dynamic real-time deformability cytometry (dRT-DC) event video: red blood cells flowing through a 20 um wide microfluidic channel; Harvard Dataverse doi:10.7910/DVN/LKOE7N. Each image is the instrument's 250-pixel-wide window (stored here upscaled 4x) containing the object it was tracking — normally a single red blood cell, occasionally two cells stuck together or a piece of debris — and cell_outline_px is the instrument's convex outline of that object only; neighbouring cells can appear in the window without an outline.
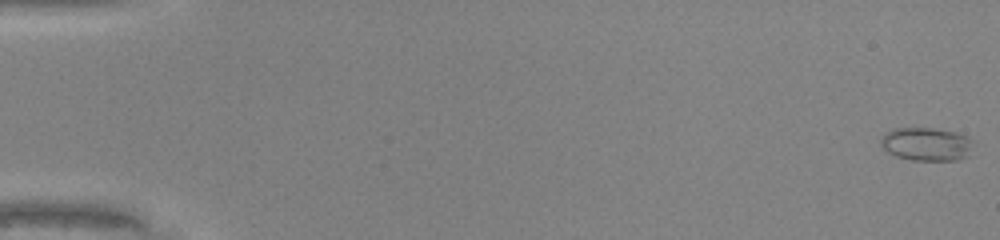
{"species": "common noctule bat (a hibernating species)", "species_latin": "Nyctalus noctula", "temperature_condition": "warm", "stored_images_in_passage": 51, "camera_frame_rate_fps": 3000, "um_per_image_px": 0.085, "animal": {"sex": "male", "body_mass_g": 20.0, "forearm_length_mm": 53.3}, "frame": {"image": 1, "passage_image": 1, "time_ms": 0.0, "image_size_px": [1000, 240], "cell_outline_px": [[976, 140], [968, 156], [960, 160], [912, 160], [896, 156], [888, 152], [880, 144], [880, 140], [884, 132], [892, 128], [932, 128], [956, 132], [968, 136]], "centroid_in_image_um": [78.78, 12.24], "position_along_channel_um": 6.2, "area_um2": 18.32}}
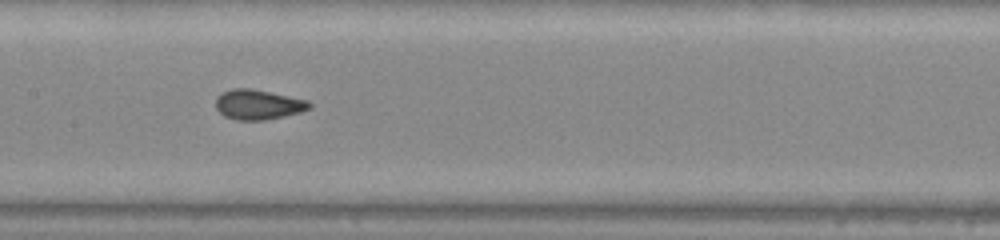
{"frame": {"image": 2, "passage_image": 26, "time_ms": 8.333, "image_size_px": [1000, 240], "cell_outline_px": [[312, 108], [300, 112], [284, 116], [264, 120], [236, 120], [224, 116], [216, 108], [216, 96], [220, 92], [232, 88], [252, 88], [308, 100], [312, 104]], "centroid_in_image_um": [21.93, 8.88], "position_along_channel_um": 185.5, "area_um2": 16.53}}
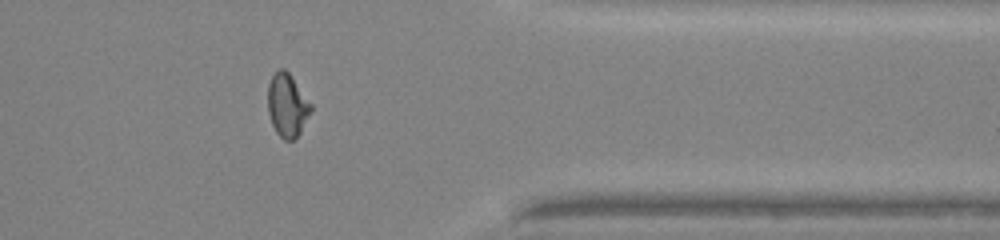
{"frame": {"image": 3, "passage_image": 41, "time_ms": 13.333, "image_size_px": [1000, 240], "cell_outline_px": [[312, 112], [296, 140], [284, 140], [276, 132], [272, 124], [268, 112], [268, 84], [272, 76], [280, 68], [284, 68], [292, 76], [312, 104]], "centroid_in_image_um": [24.44, 8.96], "position_along_channel_um": 387.0, "area_um2": 16.07}, "authors_computed_cell_mechanics": {"area_um2": 16.473, "velocity_mm_per_s": 4.2846, "shape_relaxation_time_tau1_ms": 5.568, "shape_relaxation_time_tau2_ms": 0.6663, "deformation_change_tau1": 0.1277, "deformation_change_tau2": 0.0476}}